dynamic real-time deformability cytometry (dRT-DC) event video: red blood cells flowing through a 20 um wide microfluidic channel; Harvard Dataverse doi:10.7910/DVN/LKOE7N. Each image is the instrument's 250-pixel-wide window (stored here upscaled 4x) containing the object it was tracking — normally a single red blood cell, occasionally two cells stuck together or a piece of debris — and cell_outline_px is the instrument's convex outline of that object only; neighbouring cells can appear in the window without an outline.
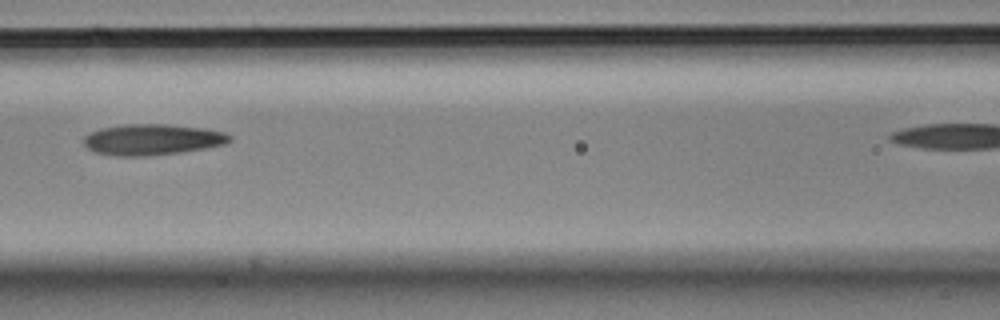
{"species": "Egyptian fruit bat (a non-hibernating species)", "species_latin": "Rousettus aegyptiacus", "temperature_condition": "cold", "stored_images_in_passage": 7, "segment_of_instrument_passage": [1, 2], "camera_frame_rate_fps": 3000, "um_per_image_px": 0.085, "animal": {"sex": "male"}, "frame": {"image": 1, "passage_image": 4, "time_ms": 1.0, "image_size_px": [1000, 320], "cell_outline_px": [[232, 140], [228, 144], [180, 152], [144, 156], [116, 156], [96, 152], [88, 148], [84, 144], [84, 136], [88, 132], [100, 128], [124, 124], [164, 124], [204, 128], [224, 132], [232, 136]], "centroid_in_image_um": [12.95, 11.85], "position_along_channel_um": 153.7, "area_um2": 26.41}}
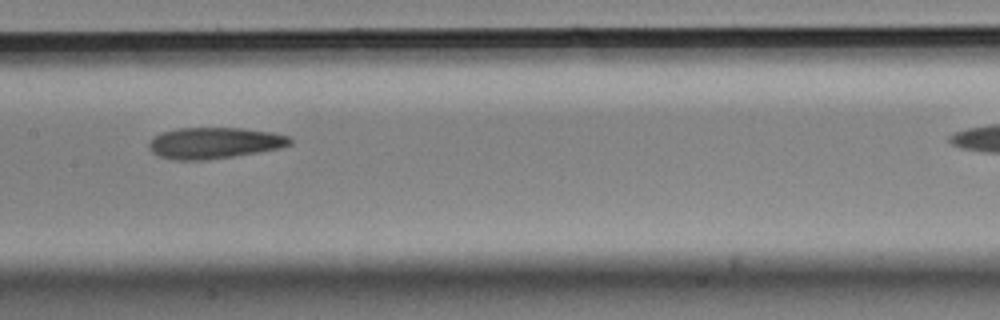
{"frame": {"image": 2, "passage_image": 5, "time_ms": 1.333, "image_size_px": [1000, 320], "cell_outline_px": [[292, 144], [280, 148], [260, 152], [204, 160], [176, 160], [160, 156], [152, 152], [148, 148], [148, 144], [160, 132], [176, 128], [240, 128], [272, 132], [288, 136], [292, 140]], "centroid_in_image_um": [18.22, 12.15], "position_along_channel_um": 189.2, "area_um2": 25.61}}
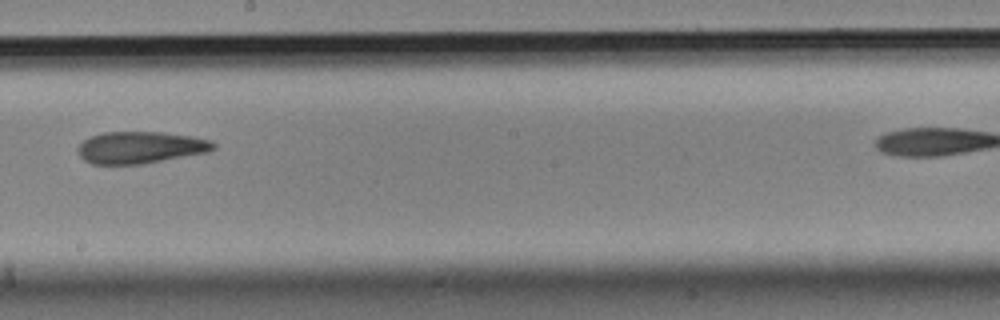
{"frame": {"image": 3, "passage_image": 6, "time_ms": 1.667, "image_size_px": [1000, 320], "cell_outline_px": [[216, 148], [208, 152], [144, 164], [92, 164], [84, 160], [80, 156], [76, 148], [84, 140], [92, 136], [104, 132], [160, 132], [192, 136], [212, 140], [216, 144]], "centroid_in_image_um": [11.96, 12.54], "position_along_channel_um": 236.2, "area_um2": 25.32}}